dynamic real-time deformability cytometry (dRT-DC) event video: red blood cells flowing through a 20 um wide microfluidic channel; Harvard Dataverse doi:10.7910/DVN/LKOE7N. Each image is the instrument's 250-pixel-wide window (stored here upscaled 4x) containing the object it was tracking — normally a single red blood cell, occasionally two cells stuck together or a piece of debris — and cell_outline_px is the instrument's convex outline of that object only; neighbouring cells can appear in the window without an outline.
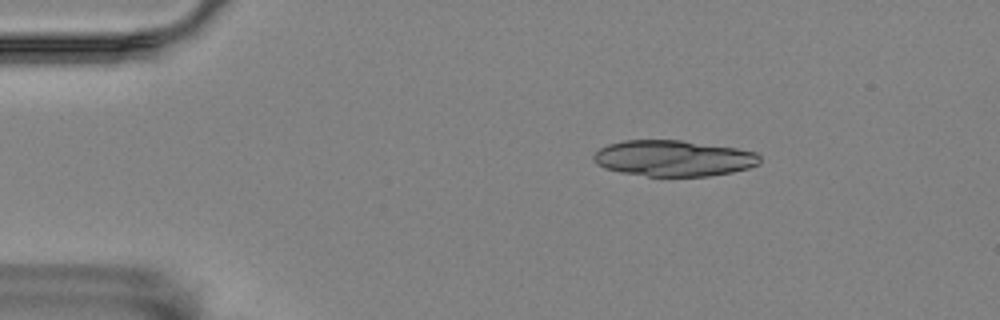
{"species": "Egyptian fruit bat (a non-hibernating species)", "species_latin": "Rousettus aegyptiacus", "temperature_condition": "room temperature", "stored_images_in_passage": 56, "camera_frame_rate_fps": 3000, "um_per_image_px": 0.085, "animal": {"sex": "female"}, "frame": {"image": 1, "passage_image": 9, "time_ms": 2.667, "image_size_px": [1000, 320], "cell_outline_px": [[760, 164], [748, 168], [732, 172], [708, 176], [648, 176], [620, 172], [604, 168], [596, 164], [592, 160], [592, 156], [600, 148], [608, 144], [624, 140], [680, 140], [736, 148], [756, 152], [760, 156]], "centroid_in_image_um": [57.23, 13.45], "position_along_channel_um": 27.8, "area_um2": 34.97}}
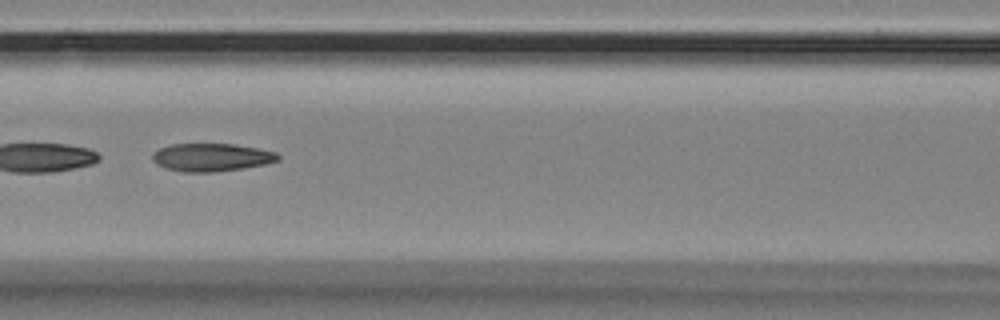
{"frame": {"image": 2, "passage_image": 25, "time_ms": 8.0, "image_size_px": [1000, 320], "cell_outline_px": [[280, 160], [264, 164], [244, 168], [212, 172], [184, 172], [164, 168], [156, 164], [152, 160], [152, 152], [160, 148], [172, 144], [232, 144], [260, 148], [276, 152], [280, 156]], "centroid_in_image_um": [17.97, 13.37], "position_along_channel_um": 148.6, "area_um2": 20.58}}
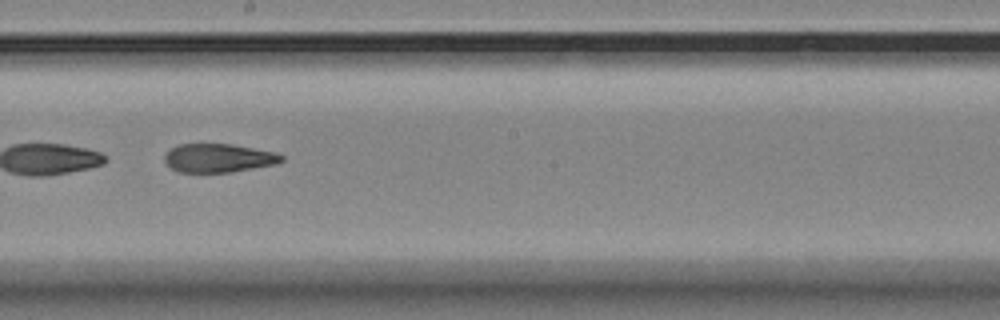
{"frame": {"image": 3, "passage_image": 32, "time_ms": 10.333, "image_size_px": [1000, 320], "cell_outline_px": [[284, 160], [276, 164], [228, 172], [180, 172], [172, 168], [164, 160], [164, 156], [172, 148], [180, 144], [228, 144], [252, 148], [272, 152], [284, 156]], "centroid_in_image_um": [18.56, 13.43], "position_along_channel_um": 229.6, "area_um2": 19.07}, "authors_computed_cell_mechanics": {"area_um2": 28.0908, "velocity_mm_per_s": 3.4821, "shape_relaxation_time_tau1_ms": null, "shape_relaxation_time_tau2_ms": 4.0798, "deformation_change_tau1": null, "deformation_change_tau2": 0.1277}}